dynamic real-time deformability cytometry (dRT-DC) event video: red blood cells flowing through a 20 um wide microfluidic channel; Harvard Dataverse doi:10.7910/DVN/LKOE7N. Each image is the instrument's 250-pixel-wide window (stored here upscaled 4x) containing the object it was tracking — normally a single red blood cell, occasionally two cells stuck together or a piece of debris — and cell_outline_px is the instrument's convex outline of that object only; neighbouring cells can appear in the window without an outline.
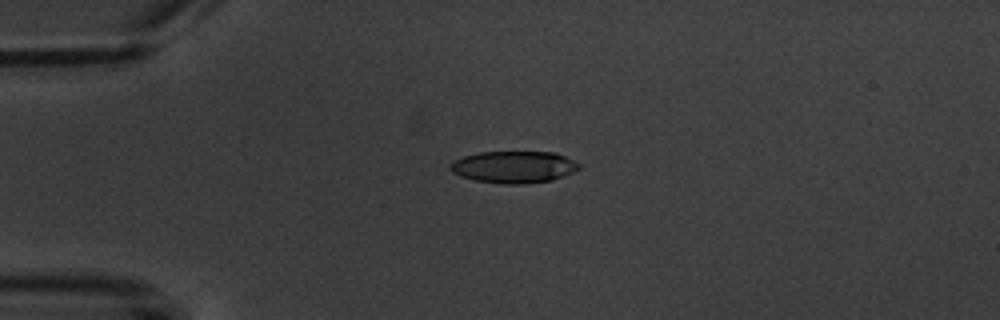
{"species": "common noctule bat (a hibernating species)", "species_latin": "Nyctalus noctula", "temperature_condition": "warm", "stored_images_in_passage": 2, "camera_frame_rate_fps": 3000, "um_per_image_px": 0.085, "animal": {"sex": "male", "body_mass_g": 20.1, "forearm_length_mm": 53.5}, "frame": {"image": 1, "passage_image": 1, "time_ms": 0.0, "image_size_px": [1000, 320], "cell_outline_px": [[580, 168], [572, 172], [552, 180], [524, 184], [504, 184], [476, 180], [460, 176], [452, 172], [448, 168], [448, 164], [464, 156], [480, 152], [556, 152], [580, 164]], "centroid_in_image_um": [43.65, 14.19], "position_along_channel_um": 41.3, "area_um2": 23.87}}